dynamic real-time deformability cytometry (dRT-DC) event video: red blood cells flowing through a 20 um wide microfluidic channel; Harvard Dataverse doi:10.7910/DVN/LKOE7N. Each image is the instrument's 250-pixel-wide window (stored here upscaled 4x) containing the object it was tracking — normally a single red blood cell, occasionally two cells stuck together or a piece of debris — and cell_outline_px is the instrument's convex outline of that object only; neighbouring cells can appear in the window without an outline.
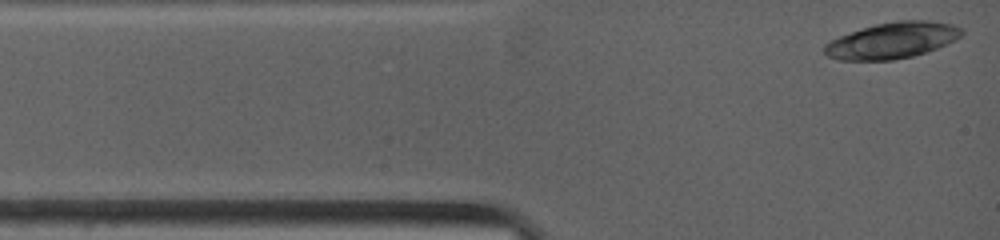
{"species": "common noctule bat (a hibernating species)", "species_latin": "Nyctalus noctula", "temperature_condition": "warm", "stored_images_in_passage": 6, "camera_frame_rate_fps": 4500, "um_per_image_px": 0.085, "animal": {"sex": "female", "body_mass_g": 19.0, "forearm_length_mm": 53.3}, "frame": {"image": 1, "passage_image": 1, "time_ms": 0.0, "image_size_px": [1000, 240], "cell_outline_px": [[964, 32], [960, 36], [936, 48], [912, 56], [892, 60], [840, 60], [828, 56], [824, 52], [824, 44], [840, 36], [876, 24], [896, 20], [928, 20], [952, 24], [964, 28]], "centroid_in_image_um": [75.84, 3.43], "position_along_channel_um": 9.2, "area_um2": 28.5}}
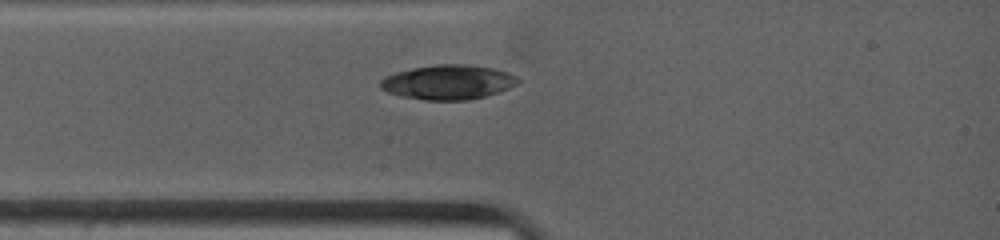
{"frame": {"image": 2, "passage_image": 4, "time_ms": 2.0, "image_size_px": [1000, 240], "cell_outline_px": [[520, 80], [516, 84], [500, 92], [468, 100], [424, 100], [400, 96], [388, 92], [380, 88], [380, 80], [384, 76], [396, 72], [412, 68], [436, 64], [464, 64], [492, 68], [508, 72], [516, 76]], "centroid_in_image_um": [38.07, 6.98], "position_along_channel_um": 46.9, "area_um2": 27.74}}
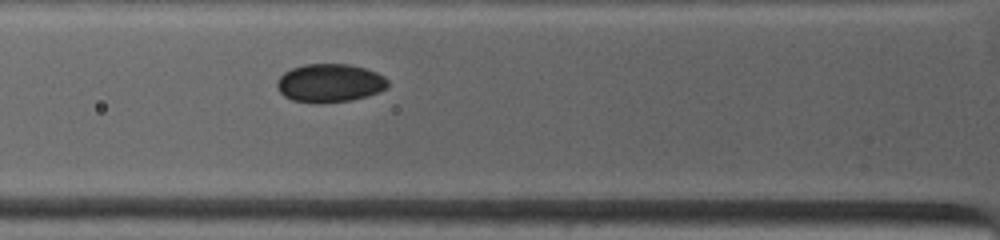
{"frame": {"image": 3, "passage_image": 6, "time_ms": 3.333, "image_size_px": [1000, 240], "cell_outline_px": [[388, 88], [364, 96], [348, 100], [292, 100], [284, 96], [276, 88], [276, 84], [280, 76], [284, 72], [292, 68], [304, 64], [348, 64], [364, 68], [376, 72], [384, 76], [388, 80]], "centroid_in_image_um": [28.02, 7.0], "position_along_channel_um": 97.8, "area_um2": 23.93}}